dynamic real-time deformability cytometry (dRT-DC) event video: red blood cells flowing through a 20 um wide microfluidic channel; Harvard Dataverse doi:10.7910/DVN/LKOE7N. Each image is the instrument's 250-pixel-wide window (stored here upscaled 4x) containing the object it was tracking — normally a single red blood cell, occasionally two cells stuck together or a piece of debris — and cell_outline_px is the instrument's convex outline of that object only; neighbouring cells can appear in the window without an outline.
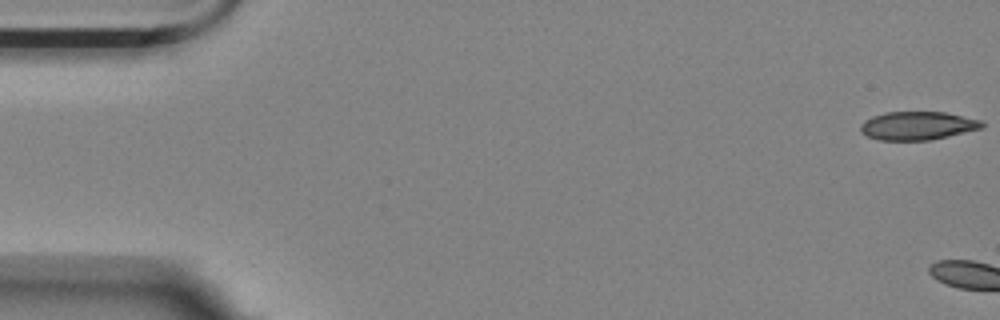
{"species": "Egyptian fruit bat (a non-hibernating species)", "species_latin": "Rousettus aegyptiacus", "temperature_condition": "room temperature", "stored_images_in_passage": 4, "camera_frame_rate_fps": 3000, "um_per_image_px": 0.085, "animal": {"sex": "female"}, "frame": {"image": 1, "passage_image": 1, "time_ms": 0.0, "image_size_px": [1000, 320], "cell_outline_px": [[984, 128], [948, 136], [928, 140], [880, 140], [868, 136], [860, 132], [860, 124], [864, 120], [872, 116], [884, 112], [944, 112], [980, 120], [984, 124]], "centroid_in_image_um": [77.97, 10.68], "position_along_channel_um": 7.0, "area_um2": 20.06}}